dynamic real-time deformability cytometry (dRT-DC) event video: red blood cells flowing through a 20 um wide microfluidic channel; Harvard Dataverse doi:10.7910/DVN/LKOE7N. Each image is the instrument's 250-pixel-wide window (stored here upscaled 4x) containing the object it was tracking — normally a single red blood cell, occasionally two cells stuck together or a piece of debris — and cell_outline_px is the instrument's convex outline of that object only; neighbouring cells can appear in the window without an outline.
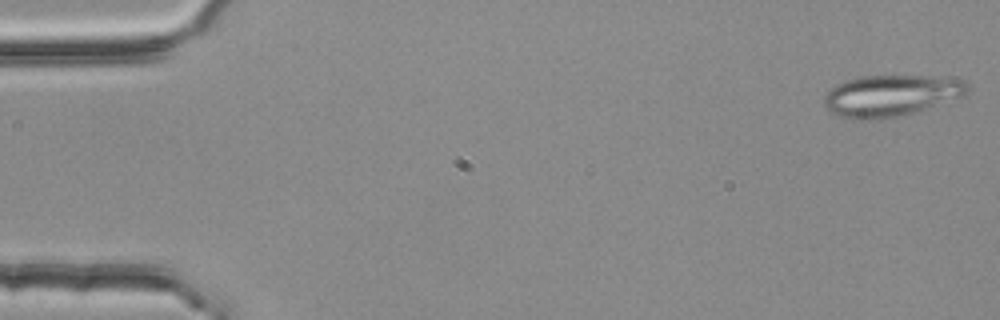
{"species": "common noctule bat (a hibernating species)", "species_latin": "Nyctalus noctula", "temperature_condition": "room temperature", "stored_images_in_passage": 54, "camera_frame_rate_fps": 3000, "um_per_image_px": 0.085, "animal": {"sex": "female", "body_mass_g": 25.1}, "frame": {"image": 1, "passage_image": 1, "time_ms": 0.0, "image_size_px": [1000, 320], "cell_outline_px": [[968, 92], [964, 96], [912, 112], [896, 116], [868, 120], [852, 120], [840, 116], [824, 108], [824, 96], [836, 84], [844, 80], [860, 76], [932, 76], [964, 80], [968, 84]], "centroid_in_image_um": [75.69, 8.12], "position_along_channel_um": 9.3, "area_um2": 34.39}}
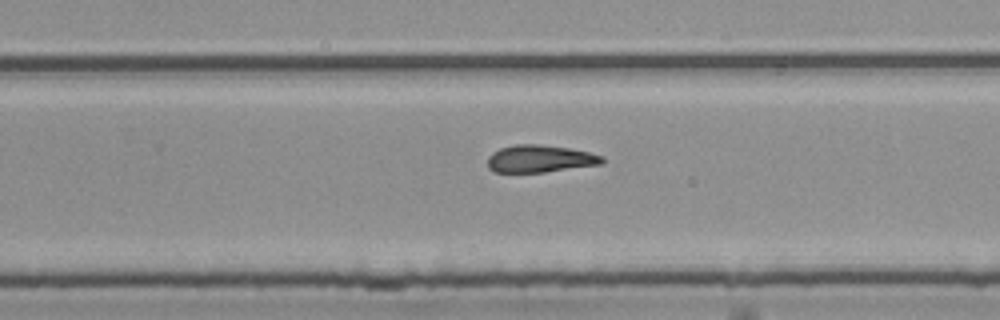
{"frame": {"image": 2, "passage_image": 34, "time_ms": 11.0, "image_size_px": [1000, 320], "cell_outline_px": [[604, 164], [544, 172], [492, 172], [488, 168], [488, 156], [492, 152], [500, 148], [516, 144], [536, 144], [568, 148], [588, 152], [604, 156]], "centroid_in_image_um": [45.89, 13.5], "position_along_channel_um": 283.9, "area_um2": 18.32}}
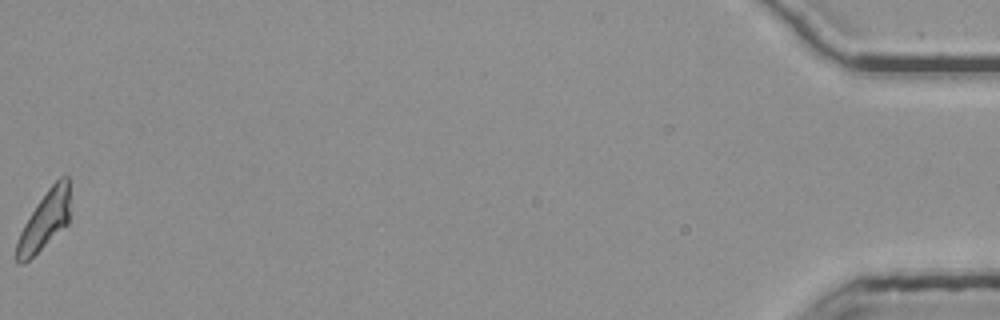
{"frame": {"image": 3, "passage_image": 54, "time_ms": 17.667, "image_size_px": [1000, 320], "cell_outline_px": [[68, 224], [28, 260], [20, 264], [12, 256], [16, 240], [24, 224], [48, 188], [60, 176], [68, 176]], "centroid_in_image_um": [3.73, 18.8], "position_along_channel_um": 431.5, "area_um2": 17.86}}